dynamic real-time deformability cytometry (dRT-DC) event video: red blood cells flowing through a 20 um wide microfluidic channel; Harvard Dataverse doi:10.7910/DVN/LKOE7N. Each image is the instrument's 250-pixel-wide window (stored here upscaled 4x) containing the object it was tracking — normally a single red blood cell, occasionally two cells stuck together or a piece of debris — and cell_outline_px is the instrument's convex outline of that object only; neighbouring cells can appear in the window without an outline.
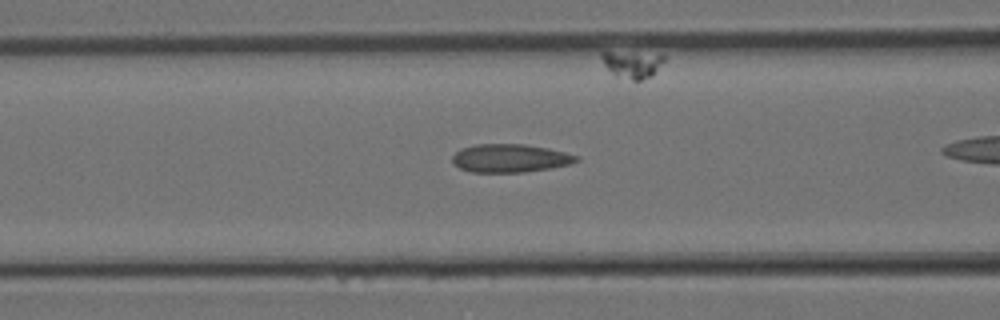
{"species": "Egyptian fruit bat (a non-hibernating species)", "species_latin": "Rousettus aegyptiacus", "temperature_condition": "room temperature", "stored_images_in_passage": 15, "camera_frame_rate_fps": 3000, "um_per_image_px": 0.085, "animal": {"sex": "female"}, "frame": {"image": 1, "passage_image": 3, "time_ms": 0.667, "image_size_px": [1000, 320], "cell_outline_px": [[580, 160], [568, 164], [552, 168], [524, 172], [472, 172], [460, 168], [452, 164], [452, 156], [460, 148], [476, 144], [524, 144], [548, 148], [564, 152], [576, 156]], "centroid_in_image_um": [43.31, 13.44], "position_along_channel_um": 123.3, "area_um2": 20.4}}
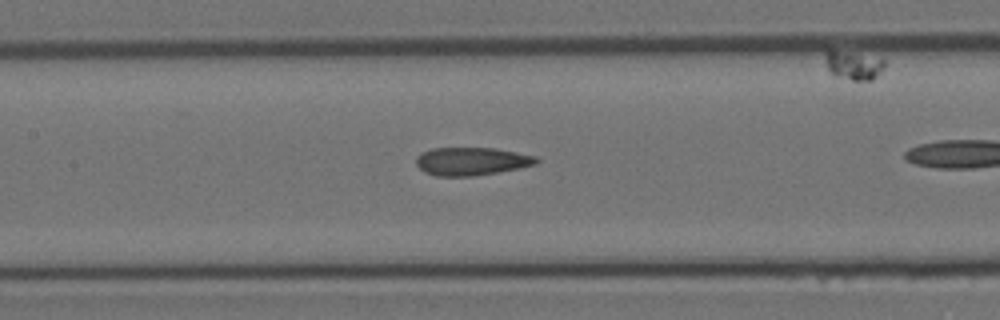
{"frame": {"image": 2, "passage_image": 5, "time_ms": 1.333, "image_size_px": [1000, 320], "cell_outline_px": [[540, 160], [536, 164], [520, 168], [472, 176], [436, 176], [424, 172], [416, 164], [416, 156], [420, 152], [432, 148], [496, 148], [536, 156]], "centroid_in_image_um": [40.06, 13.7], "position_along_channel_um": 167.3, "area_um2": 19.71}}
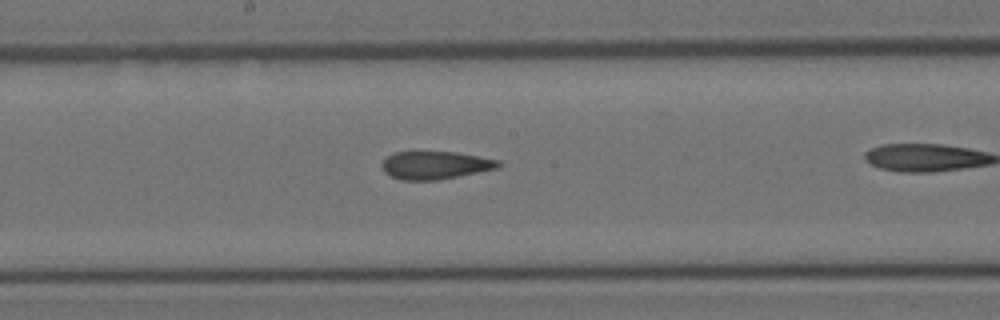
{"frame": {"image": 3, "passage_image": 7, "time_ms": 2.0, "image_size_px": [1000, 320], "cell_outline_px": [[504, 164], [496, 168], [436, 180], [400, 180], [384, 172], [380, 164], [388, 156], [396, 152], [456, 152], [500, 160]], "centroid_in_image_um": [36.98, 14.03], "position_along_channel_um": 211.2, "area_um2": 18.73}}